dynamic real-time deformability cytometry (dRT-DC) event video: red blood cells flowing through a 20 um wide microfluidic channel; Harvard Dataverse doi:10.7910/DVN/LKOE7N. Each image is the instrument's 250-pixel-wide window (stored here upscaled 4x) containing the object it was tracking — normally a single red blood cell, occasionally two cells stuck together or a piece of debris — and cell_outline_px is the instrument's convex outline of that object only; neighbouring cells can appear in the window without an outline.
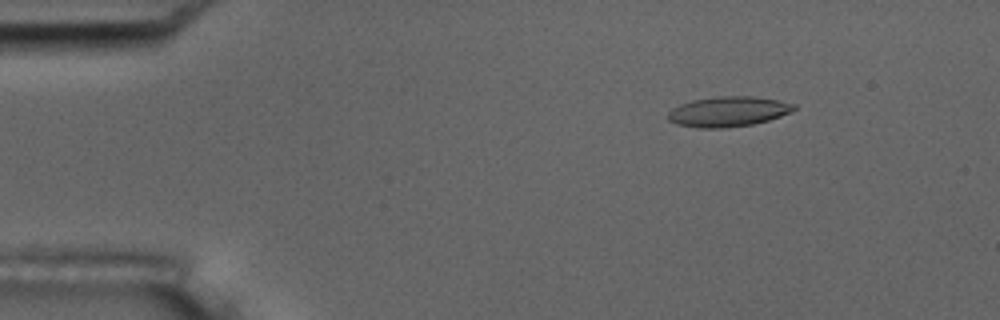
{"species": "common noctule bat (a hibernating species)", "species_latin": "Nyctalus noctula", "temperature_condition": "room temperature", "stored_images_in_passage": 7, "camera_frame_rate_fps": 3000, "um_per_image_px": 0.085, "animal": {"sex": "male", "body_mass_g": 17.5, "forearm_length_mm": 52.3}, "frame": {"image": 1, "passage_image": 2, "time_ms": 0.333, "image_size_px": [1000, 320], "cell_outline_px": [[796, 108], [792, 112], [768, 120], [752, 124], [724, 128], [696, 128], [676, 124], [668, 120], [668, 112], [672, 108], [680, 104], [692, 100], [720, 96], [752, 96], [776, 100], [796, 104]], "centroid_in_image_um": [61.87, 9.49], "position_along_channel_um": 23.1, "area_um2": 22.14}}